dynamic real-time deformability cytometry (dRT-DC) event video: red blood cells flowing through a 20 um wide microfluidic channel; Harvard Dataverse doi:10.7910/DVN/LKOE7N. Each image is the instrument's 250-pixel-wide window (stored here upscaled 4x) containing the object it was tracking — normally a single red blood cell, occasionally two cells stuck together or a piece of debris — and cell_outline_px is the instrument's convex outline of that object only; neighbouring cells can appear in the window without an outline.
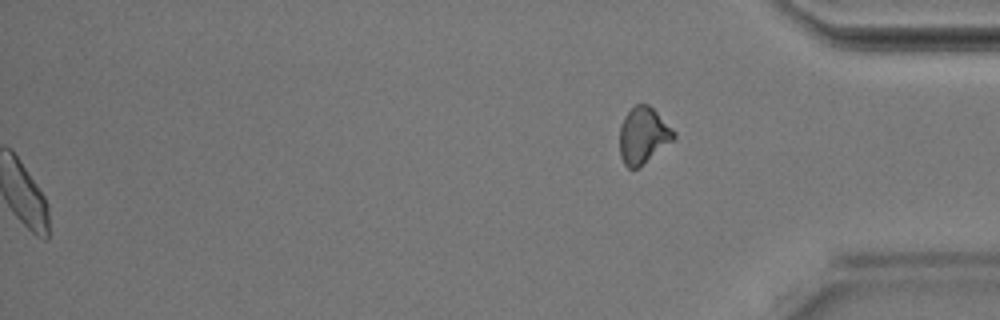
{"species": "Egyptian fruit bat (a non-hibernating species)", "species_latin": "Rousettus aegyptiacus", "temperature_condition": "room temperature", "stored_images_in_passage": 41, "segment_of_instrument_passage": [2, 2], "camera_frame_rate_fps": 3000, "um_per_image_px": 0.085, "animal": {"sex": "male"}, "frame": {"image": 1, "passage_image": 41, "time_ms": 13.333, "image_size_px": [1000, 320], "cell_outline_px": [[676, 136], [672, 140], [636, 168], [628, 168], [624, 164], [620, 156], [620, 128], [624, 116], [636, 104], [648, 104], [676, 132]], "centroid_in_image_um": [54.65, 11.49], "position_along_channel_um": 380.6, "area_um2": 17.22}}